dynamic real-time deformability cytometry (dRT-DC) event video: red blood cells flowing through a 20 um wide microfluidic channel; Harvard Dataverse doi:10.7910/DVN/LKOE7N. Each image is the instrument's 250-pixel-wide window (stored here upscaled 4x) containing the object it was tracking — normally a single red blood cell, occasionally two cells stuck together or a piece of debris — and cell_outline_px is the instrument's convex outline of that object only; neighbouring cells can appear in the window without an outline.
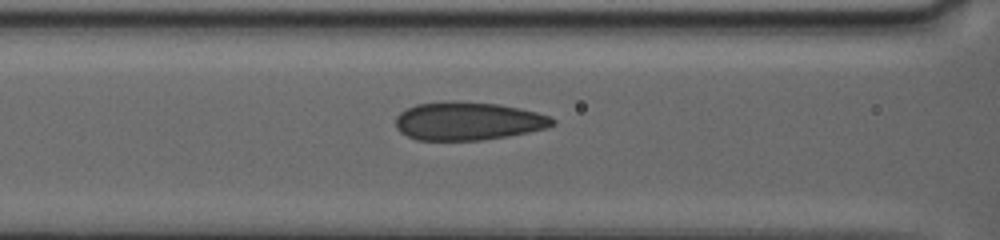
{"species": "human", "species_latin": "Homo sapiens", "temperature_condition": "warm", "stored_images_in_passage": 81, "camera_frame_rate_fps": 3000, "um_per_image_px": 0.085, "donor": {"sex": "female"}, "frame": {"image": 1, "passage_image": 40, "time_ms": 9.0, "image_size_px": [1000, 240], "cell_outline_px": [[556, 124], [544, 128], [528, 132], [508, 136], [480, 140], [416, 140], [400, 132], [396, 128], [396, 116], [400, 112], [416, 104], [448, 100], [456, 100], [500, 104], [520, 108], [536, 112], [548, 116], [556, 120]], "centroid_in_image_um": [39.76, 10.28], "position_along_channel_um": 126.8, "area_um2": 35.14}}
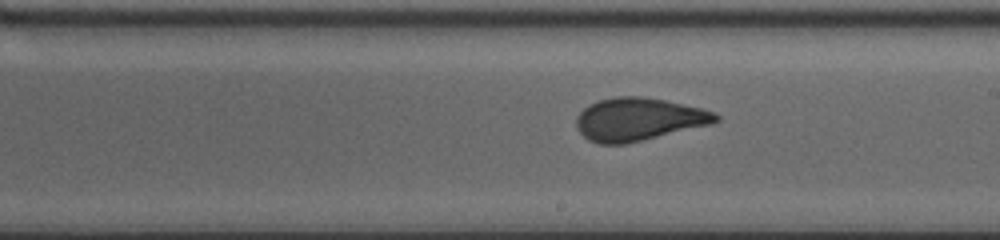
{"frame": {"image": 2, "passage_image": 54, "time_ms": 12.333, "image_size_px": [1000, 240], "cell_outline_px": [[720, 120], [712, 124], [624, 144], [600, 144], [588, 140], [576, 128], [576, 116], [588, 104], [600, 100], [616, 96], [640, 96], [664, 100], [700, 108], [712, 112], [720, 116]], "centroid_in_image_um": [54.24, 10.14], "position_along_channel_um": 234.8, "area_um2": 34.62}}
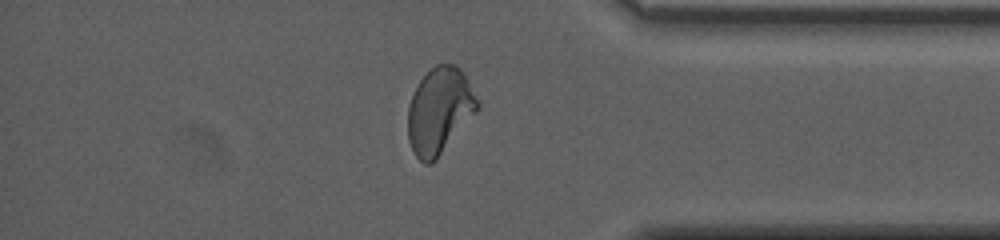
{"frame": {"image": 3, "passage_image": 77, "time_ms": 17.667, "image_size_px": [1000, 240], "cell_outline_px": [[480, 104], [476, 112], [436, 160], [428, 164], [424, 164], [416, 156], [408, 140], [408, 108], [412, 96], [420, 80], [436, 64], [456, 64], [464, 72]], "centroid_in_image_um": [37.36, 9.41], "position_along_channel_um": 397.8, "area_um2": 34.62}}